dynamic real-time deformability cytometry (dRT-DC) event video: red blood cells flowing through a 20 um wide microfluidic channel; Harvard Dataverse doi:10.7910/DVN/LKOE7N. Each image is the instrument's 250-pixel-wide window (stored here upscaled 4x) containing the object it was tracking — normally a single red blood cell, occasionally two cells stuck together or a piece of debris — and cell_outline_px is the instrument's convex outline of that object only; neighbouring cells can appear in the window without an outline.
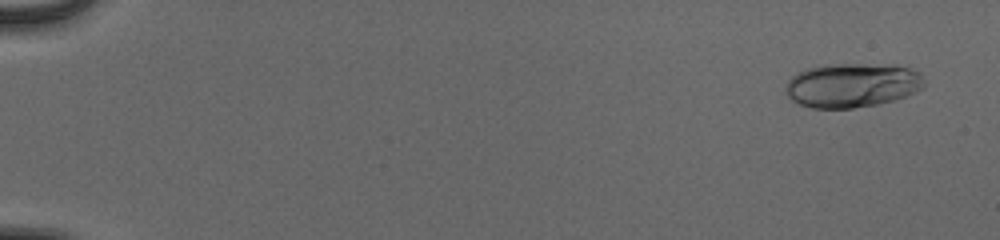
{"species": "human", "species_latin": "Homo sapiens", "temperature_condition": "cold", "stored_images_in_passage": 54, "camera_frame_rate_fps": 3000, "um_per_image_px": 0.085, "donor": {"sex": "male"}, "frame": {"image": 1, "passage_image": 3, "time_ms": 0.667, "image_size_px": [1000, 240], "cell_outline_px": [[924, 84], [916, 92], [892, 100], [876, 104], [852, 108], [812, 108], [800, 104], [792, 100], [784, 92], [784, 88], [788, 80], [796, 72], [804, 68], [836, 64], [896, 64], [920, 72], [924, 80]], "centroid_in_image_um": [72.4, 7.23], "position_along_channel_um": 12.6, "area_um2": 35.89}}
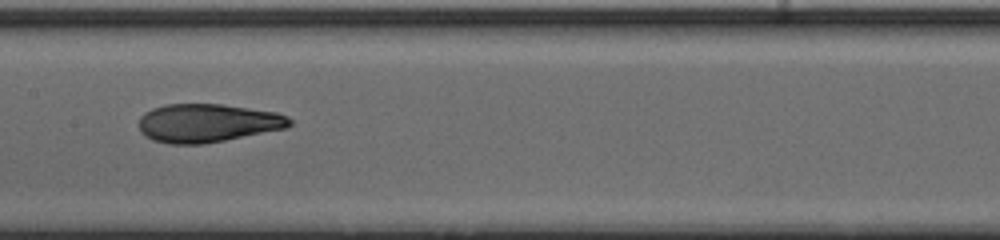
{"frame": {"image": 2, "passage_image": 30, "time_ms": 9.667, "image_size_px": [1000, 240], "cell_outline_px": [[292, 124], [288, 128], [204, 144], [168, 144], [152, 140], [140, 132], [140, 116], [144, 112], [152, 108], [164, 104], [220, 104], [276, 112], [288, 116], [292, 120]], "centroid_in_image_um": [17.64, 10.46], "position_along_channel_um": 189.8, "area_um2": 33.93}}
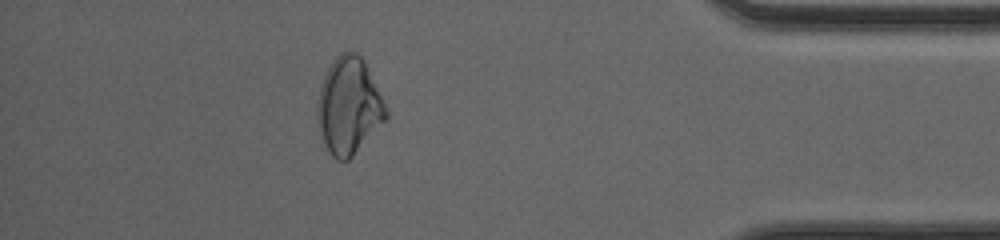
{"frame": {"image": 3, "passage_image": 49, "time_ms": 16.0, "image_size_px": [1000, 240], "cell_outline_px": [[388, 116], [352, 156], [348, 160], [336, 160], [328, 152], [320, 136], [316, 124], [316, 104], [320, 88], [324, 76], [332, 60], [340, 52], [356, 52], [364, 60], [388, 112]], "centroid_in_image_um": [29.59, 9.02], "position_along_channel_um": 405.6, "area_um2": 38.44}, "authors_computed_cell_mechanics": {"area_um2": 33.9286, "velocity_mm_per_s": 3.931, "shape_relaxation_time_tau1_ms": 4.6671, "shape_relaxation_time_tau2_ms": 1.4457, "deformation_change_tau1": 0.1811, "deformation_change_tau2": 0.0691}}